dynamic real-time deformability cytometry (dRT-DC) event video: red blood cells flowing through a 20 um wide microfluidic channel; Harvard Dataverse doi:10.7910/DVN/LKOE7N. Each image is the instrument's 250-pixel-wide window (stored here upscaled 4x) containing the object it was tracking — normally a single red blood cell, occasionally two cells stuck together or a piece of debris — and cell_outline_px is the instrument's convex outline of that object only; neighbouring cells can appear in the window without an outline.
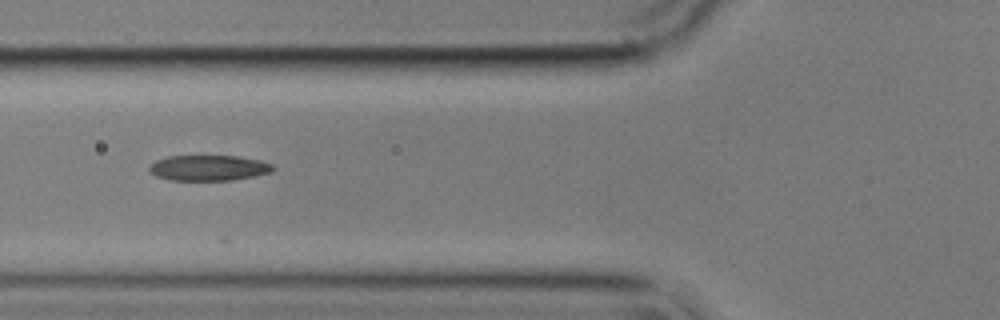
{"species": "common noctule bat (a hibernating species)", "species_latin": "Nyctalus noctula", "temperature_condition": "cold", "stored_images_in_passage": 16, "camera_frame_rate_fps": 3000, "um_per_image_px": 0.085, "animal": {"sex": "male", "body_mass_g": 17.9}, "frame": {"image": 1, "passage_image": 4, "time_ms": 1.0, "image_size_px": [1000, 320], "cell_outline_px": [[276, 168], [272, 172], [232, 180], [168, 180], [156, 176], [148, 168], [156, 160], [168, 156], [236, 156], [260, 160], [272, 164]], "centroid_in_image_um": [17.75, 14.27], "position_along_channel_um": 108.0, "area_um2": 18.32}}
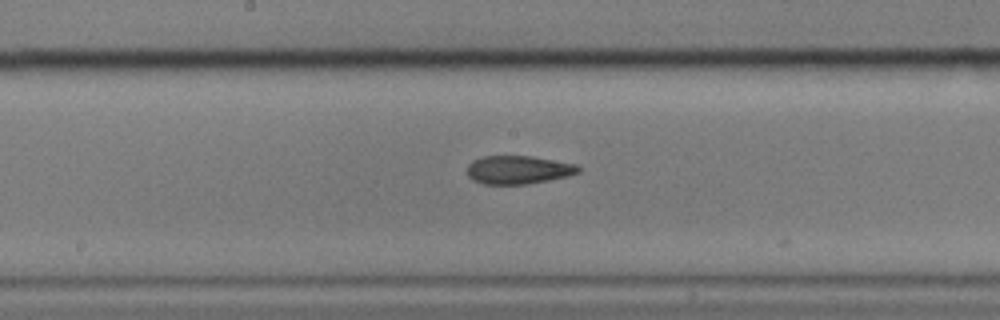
{"frame": {"image": 2, "passage_image": 12, "time_ms": 3.667, "image_size_px": [1000, 320], "cell_outline_px": [[580, 172], [568, 176], [528, 184], [484, 184], [472, 180], [468, 176], [468, 164], [472, 160], [484, 156], [532, 156], [576, 164], [580, 168]], "centroid_in_image_um": [44.05, 14.43], "position_along_channel_um": 204.2, "area_um2": 18.38}}
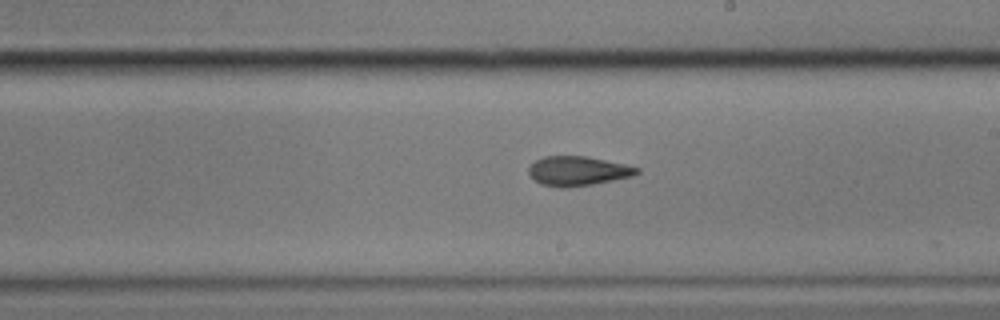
{"frame": {"image": 3, "passage_image": 15, "time_ms": 4.667, "image_size_px": [1000, 320], "cell_outline_px": [[640, 172], [632, 176], [592, 184], [568, 188], [560, 188], [540, 184], [528, 172], [528, 168], [536, 160], [544, 156], [588, 156], [624, 164], [640, 168]], "centroid_in_image_um": [49.11, 14.53], "position_along_channel_um": 239.9, "area_um2": 18.5}}